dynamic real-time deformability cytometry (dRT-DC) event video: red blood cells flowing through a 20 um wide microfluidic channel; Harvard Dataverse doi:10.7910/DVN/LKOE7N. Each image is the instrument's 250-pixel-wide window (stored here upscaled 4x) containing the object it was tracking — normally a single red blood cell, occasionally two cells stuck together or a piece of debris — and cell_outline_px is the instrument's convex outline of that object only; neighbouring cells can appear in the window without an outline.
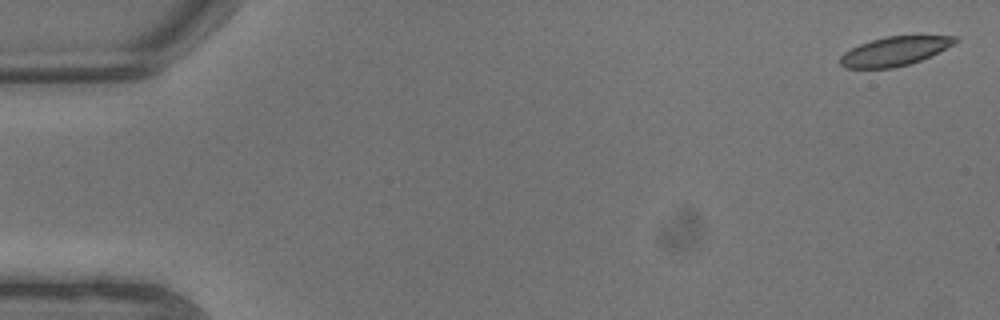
{"species": "common noctule bat (a hibernating species)", "species_latin": "Nyctalus noctula", "temperature_condition": "warm", "stored_images_in_passage": 9, "camera_frame_rate_fps": 3000, "um_per_image_px": 0.085, "animal": {"sex": "male", "body_mass_g": 13.3}, "frame": {"image": 1, "passage_image": 1, "time_ms": 0.0, "image_size_px": [1000, 320], "cell_outline_px": [[960, 40], [920, 60], [908, 64], [892, 68], [844, 68], [840, 64], [840, 56], [844, 52], [860, 44], [872, 40], [888, 36], [956, 36]], "centroid_in_image_um": [75.99, 4.36], "position_along_channel_um": 9.0, "area_um2": 19.02}}
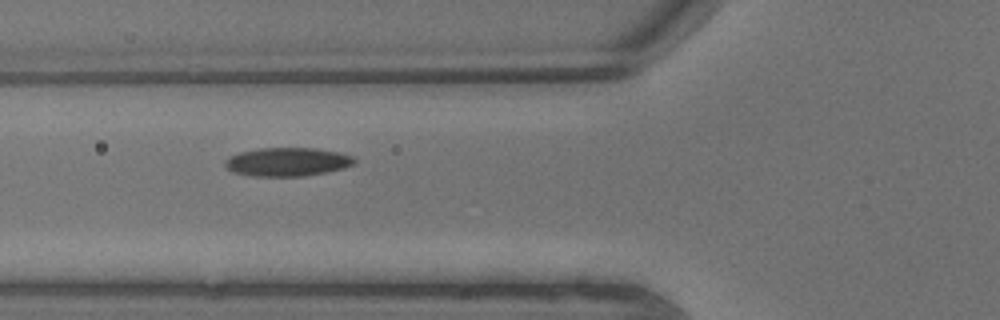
{"frame": {"image": 2, "passage_image": 8, "time_ms": 2.333, "image_size_px": [1000, 320], "cell_outline_px": [[356, 164], [344, 168], [328, 172], [304, 176], [252, 176], [232, 172], [224, 164], [224, 160], [228, 156], [240, 152], [260, 148], [316, 148], [340, 152], [352, 156], [356, 160]], "centroid_in_image_um": [24.44, 13.76], "position_along_channel_um": 101.4, "area_um2": 21.79}}
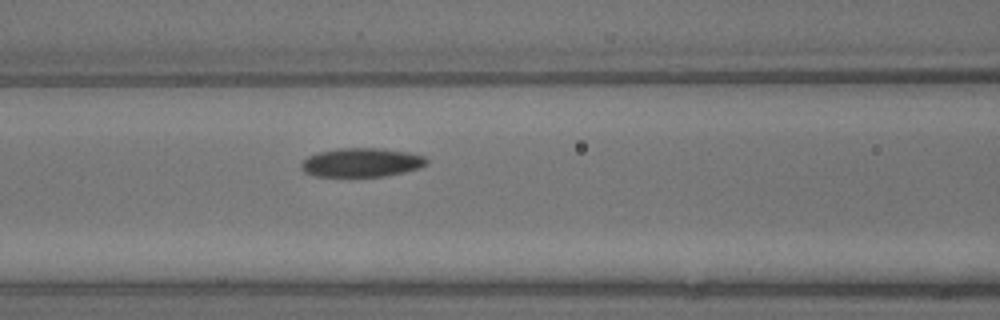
{"frame": {"image": 3, "passage_image": 9, "time_ms": 2.667, "image_size_px": [1000, 320], "cell_outline_px": [[428, 164], [420, 168], [404, 172], [384, 176], [316, 176], [304, 172], [300, 168], [300, 164], [308, 156], [320, 152], [340, 148], [376, 148], [408, 152], [424, 156], [428, 160]], "centroid_in_image_um": [30.74, 13.81], "position_along_channel_um": 135.9, "area_um2": 21.04}}